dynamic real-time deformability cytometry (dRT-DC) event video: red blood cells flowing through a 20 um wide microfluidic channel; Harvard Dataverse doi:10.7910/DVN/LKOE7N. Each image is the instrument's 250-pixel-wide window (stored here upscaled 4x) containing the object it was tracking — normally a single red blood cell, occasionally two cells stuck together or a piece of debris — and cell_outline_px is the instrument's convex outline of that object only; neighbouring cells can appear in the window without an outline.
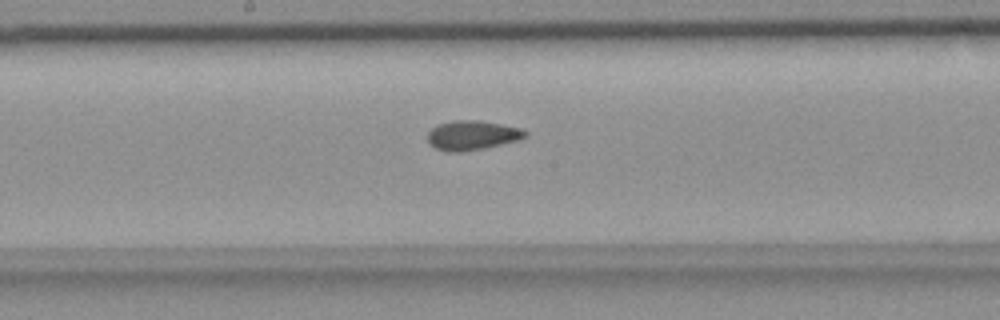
{"species": "common noctule bat (a hibernating species)", "species_latin": "Nyctalus noctula", "temperature_condition": "room temperature", "stored_images_in_passage": 28, "camera_frame_rate_fps": 3000, "um_per_image_px": 0.085, "animal": {"sex": "female", "body_mass_g": 18.4}, "frame": {"image": 1, "passage_image": 23, "time_ms": 7.333, "image_size_px": [1000, 320], "cell_outline_px": [[528, 136], [520, 140], [484, 148], [460, 152], [448, 152], [436, 148], [428, 140], [428, 132], [436, 124], [452, 120], [480, 120], [520, 128], [528, 132]], "centroid_in_image_um": [40.15, 11.49], "position_along_channel_um": 208.0, "area_um2": 16.82}}
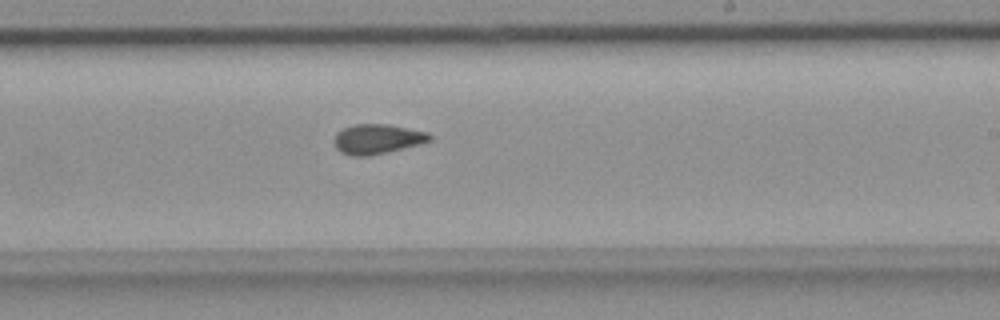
{"frame": {"image": 2, "passage_image": 27, "time_ms": 8.667, "image_size_px": [1000, 320], "cell_outline_px": [[432, 140], [420, 144], [368, 156], [352, 156], [340, 152], [336, 148], [336, 132], [344, 128], [356, 124], [388, 124], [428, 132], [432, 136]], "centroid_in_image_um": [32.09, 11.81], "position_along_channel_um": 256.9, "area_um2": 16.42}}